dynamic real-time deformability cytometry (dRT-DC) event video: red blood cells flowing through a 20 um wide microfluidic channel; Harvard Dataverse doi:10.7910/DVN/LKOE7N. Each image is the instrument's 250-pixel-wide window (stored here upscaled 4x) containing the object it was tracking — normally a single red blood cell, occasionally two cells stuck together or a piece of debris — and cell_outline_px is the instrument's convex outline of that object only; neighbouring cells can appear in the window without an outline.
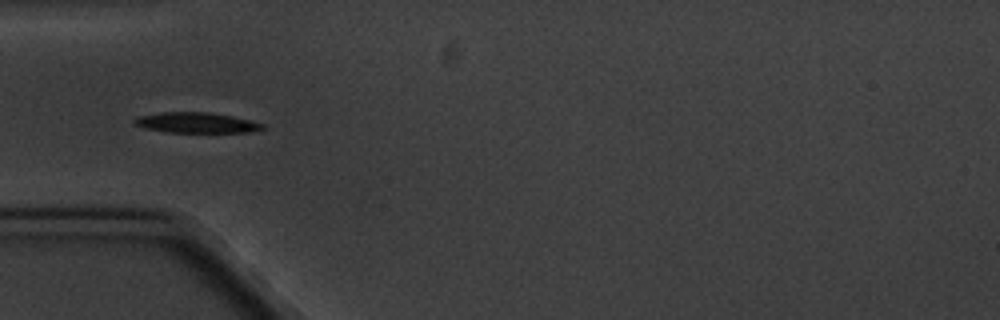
{"species": "common noctule bat (a hibernating species)", "species_latin": "Nyctalus noctula", "temperature_condition": "cold", "stored_images_in_passage": 5, "camera_frame_rate_fps": 3000, "um_per_image_px": 0.085, "animal": {"sex": "male", "body_mass_g": 20.1, "forearm_length_mm": 53.5}, "frame": {"image": 1, "passage_image": 2, "time_ms": 1.333, "image_size_px": [1000, 320], "cell_outline_px": [[264, 128], [252, 132], [168, 132], [144, 128], [132, 124], [132, 120], [136, 116], [160, 112], [208, 112], [232, 116], [264, 124]], "centroid_in_image_um": [16.61, 10.42], "position_along_channel_um": 68.4, "area_um2": 15.32}}